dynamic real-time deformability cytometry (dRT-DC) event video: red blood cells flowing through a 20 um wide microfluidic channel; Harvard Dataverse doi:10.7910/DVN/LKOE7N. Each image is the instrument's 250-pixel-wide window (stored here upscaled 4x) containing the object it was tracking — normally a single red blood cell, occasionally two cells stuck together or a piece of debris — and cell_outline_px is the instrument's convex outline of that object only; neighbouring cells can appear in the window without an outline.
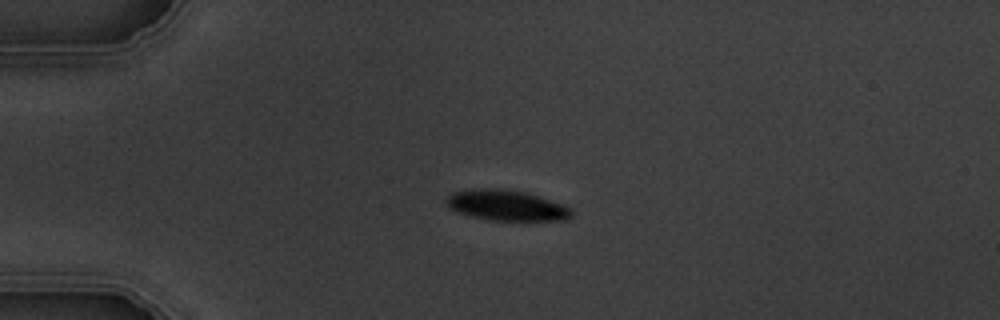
{"species": "common noctule bat (a hibernating species)", "species_latin": "Nyctalus noctula", "temperature_condition": "warm", "stored_images_in_passage": 4, "camera_frame_rate_fps": 3000, "um_per_image_px": 0.085, "animal": {"sex": "male", "body_mass_g": 19.5, "forearm_length_mm": 54.6}, "frame": {"image": 1, "passage_image": 3, "time_ms": 2.667, "image_size_px": [1000, 320], "cell_outline_px": [[572, 216], [564, 220], [488, 220], [456, 212], [448, 208], [444, 204], [444, 200], [452, 192], [472, 188], [504, 188], [528, 192], [564, 204], [572, 208]], "centroid_in_image_um": [43.02, 17.43], "position_along_channel_um": 42.0, "area_um2": 22.83}}